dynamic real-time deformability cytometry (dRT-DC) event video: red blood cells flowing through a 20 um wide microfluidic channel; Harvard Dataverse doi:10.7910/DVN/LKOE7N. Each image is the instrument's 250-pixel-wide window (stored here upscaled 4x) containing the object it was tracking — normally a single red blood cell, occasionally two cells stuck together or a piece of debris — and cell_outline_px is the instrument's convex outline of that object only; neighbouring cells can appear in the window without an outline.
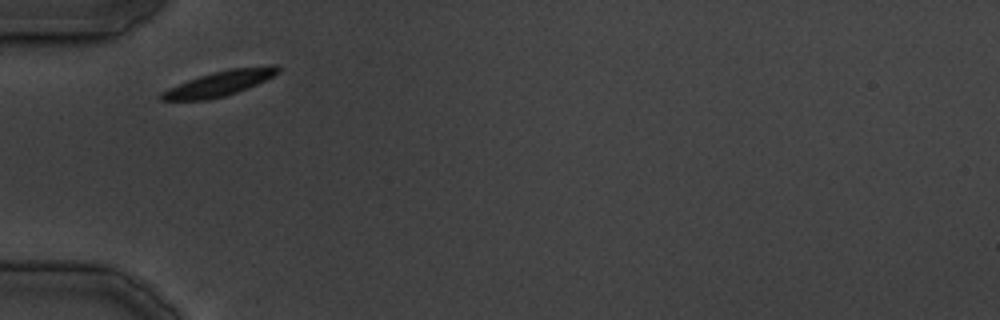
{"species": "common noctule bat (a hibernating species)", "species_latin": "Nyctalus noctula", "temperature_condition": "cold", "stored_images_in_passage": 20, "camera_frame_rate_fps": 3000, "um_per_image_px": 0.085, "animal": {"sex": "male", "body_mass_g": 19.5, "forearm_length_mm": 54.6}, "frame": {"image": 1, "passage_image": 1, "time_ms": 0.0, "image_size_px": [1000, 320], "cell_outline_px": [[280, 72], [256, 84], [236, 92], [224, 96], [208, 100], [160, 100], [160, 92], [188, 80], [212, 72], [232, 68], [272, 64], [276, 64], [280, 68]], "centroid_in_image_um": [18.68, 7.07], "position_along_channel_um": 66.3, "area_um2": 16.88}}
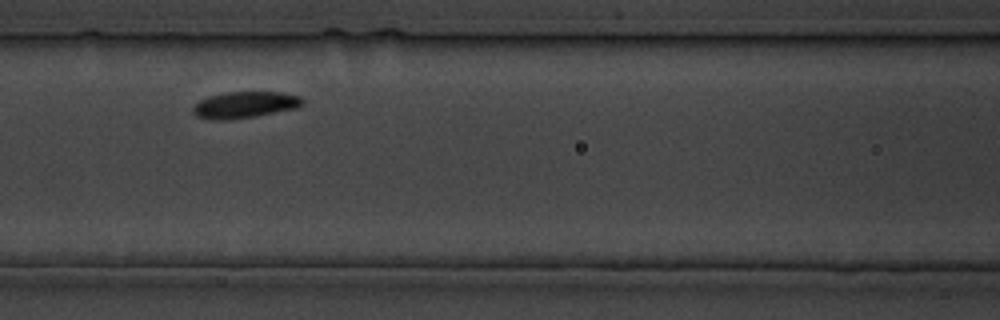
{"frame": {"image": 2, "passage_image": 6, "time_ms": 6.0, "image_size_px": [1000, 320], "cell_outline_px": [[304, 104], [300, 108], [256, 116], [228, 120], [208, 120], [196, 116], [192, 112], [192, 108], [200, 100], [208, 96], [224, 92], [280, 92], [300, 96], [304, 100]], "centroid_in_image_um": [20.82, 8.92], "position_along_channel_um": 145.8, "area_um2": 17.22}}